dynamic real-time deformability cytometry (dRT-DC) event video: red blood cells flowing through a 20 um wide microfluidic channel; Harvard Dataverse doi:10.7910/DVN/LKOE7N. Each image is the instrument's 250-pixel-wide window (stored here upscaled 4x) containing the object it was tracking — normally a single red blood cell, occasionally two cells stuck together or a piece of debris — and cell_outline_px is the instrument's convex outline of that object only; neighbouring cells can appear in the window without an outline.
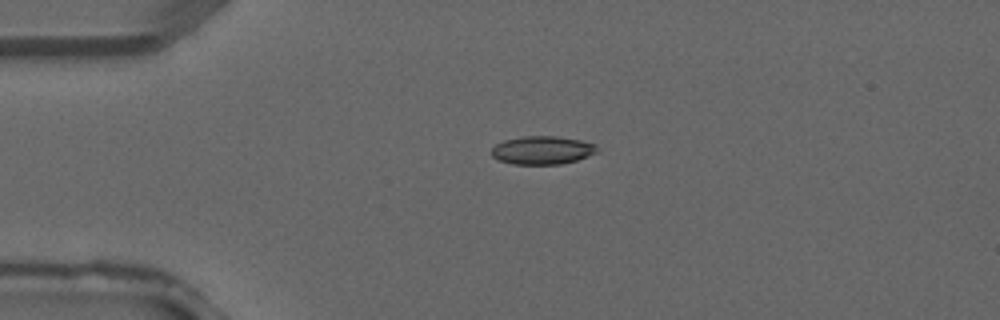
{"species": "common noctule bat (a hibernating species)", "species_latin": "Nyctalus noctula", "temperature_condition": "warm", "stored_images_in_passage": 2, "camera_frame_rate_fps": 3000, "um_per_image_px": 0.085, "animal": {"sex": "male", "forearm_length_mm": 52.5}, "frame": {"image": 1, "passage_image": 1, "time_ms": 0.0, "image_size_px": [1000, 320], "cell_outline_px": [[600, 152], [576, 160], [560, 164], [512, 164], [500, 160], [492, 156], [492, 148], [496, 144], [504, 140], [524, 136], [556, 136], [580, 140], [596, 144], [600, 148]], "centroid_in_image_um": [46.15, 12.76], "position_along_channel_um": 38.9, "area_um2": 17.46}}
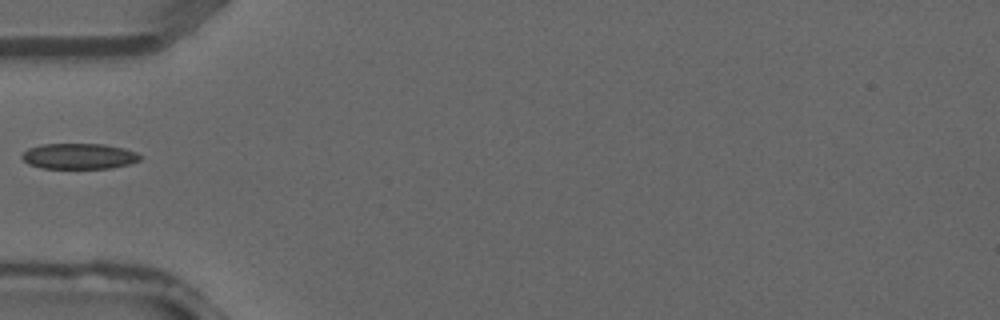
{"frame": {"image": 2, "passage_image": 2, "time_ms": 0.333, "image_size_px": [1000, 320], "cell_outline_px": [[144, 156], [140, 160], [128, 164], [112, 168], [40, 168], [28, 164], [20, 156], [28, 148], [40, 144], [104, 144], [124, 148], [136, 152]], "centroid_in_image_um": [6.72, 13.27], "position_along_channel_um": 78.3, "area_um2": 17.8}}